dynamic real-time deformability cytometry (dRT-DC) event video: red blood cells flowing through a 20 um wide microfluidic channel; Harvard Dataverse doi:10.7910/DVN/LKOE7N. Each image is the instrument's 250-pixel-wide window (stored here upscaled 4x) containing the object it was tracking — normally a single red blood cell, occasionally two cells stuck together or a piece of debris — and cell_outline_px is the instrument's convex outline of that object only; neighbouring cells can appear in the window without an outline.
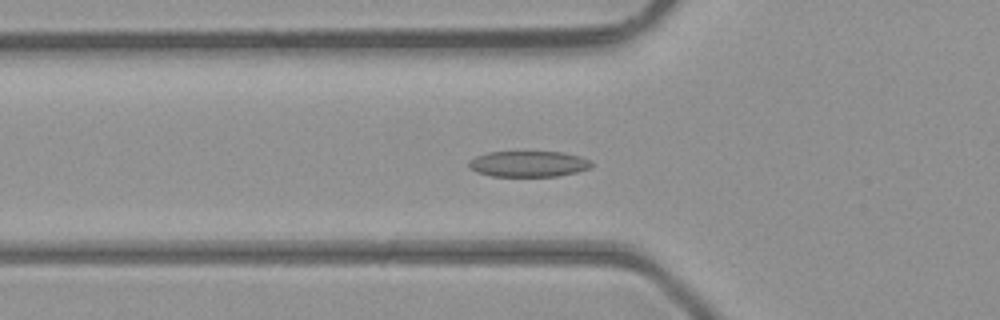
{"species": "common noctule bat (a hibernating species)", "species_latin": "Nyctalus noctula", "temperature_condition": "room temperature", "stored_images_in_passage": 48, "camera_frame_rate_fps": 3000, "um_per_image_px": 0.085, "animal": {"sex": "male", "body_mass_g": 23.1, "forearm_length_mm": 52.7}, "frame": {"image": 1, "passage_image": 17, "time_ms": 5.333, "image_size_px": [1000, 320], "cell_outline_px": [[592, 164], [588, 168], [576, 172], [560, 176], [492, 176], [476, 172], [468, 168], [468, 160], [476, 156], [488, 152], [564, 152], [580, 156], [592, 160]], "centroid_in_image_um": [44.9, 13.93], "position_along_channel_um": 80.9, "area_um2": 18.61}}
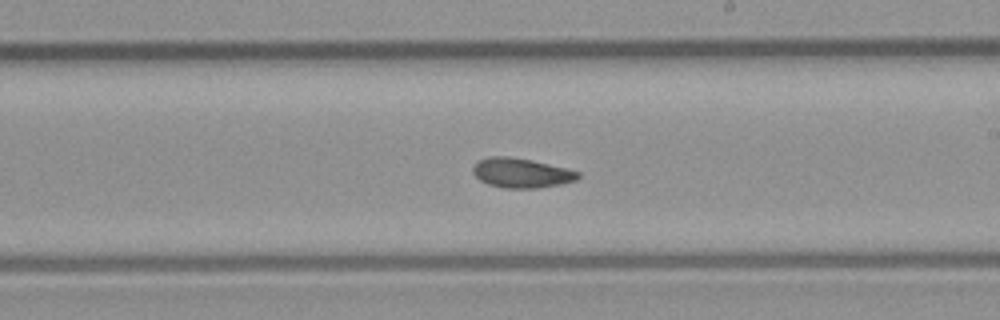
{"frame": {"image": 2, "passage_image": 28, "time_ms": 9.0, "image_size_px": [1000, 320], "cell_outline_px": [[580, 176], [576, 180], [560, 184], [540, 188], [504, 188], [488, 184], [480, 180], [472, 172], [472, 168], [476, 160], [488, 156], [508, 156], [532, 160], [568, 168], [580, 172]], "centroid_in_image_um": [44.3, 14.69], "position_along_channel_um": 244.7, "area_um2": 18.38}}
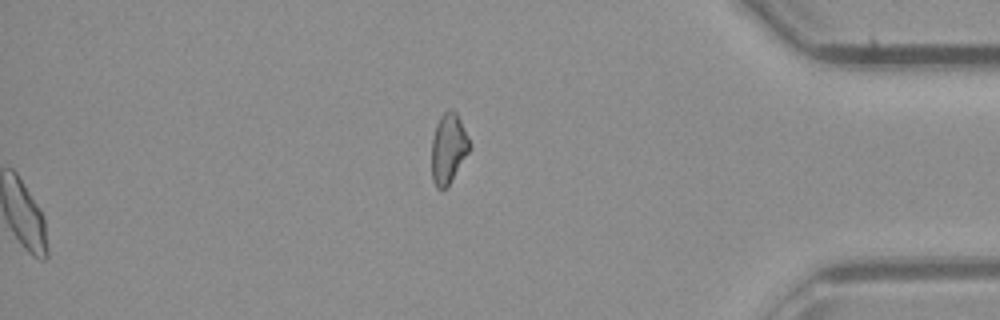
{"frame": {"image": 3, "passage_image": 48, "time_ms": 15.667, "image_size_px": [1000, 320], "cell_outline_px": [[472, 148], [448, 188], [436, 188], [432, 180], [432, 140], [436, 124], [440, 116], [444, 112], [456, 112], [472, 144]], "centroid_in_image_um": [38.14, 12.68], "position_along_channel_um": 397.1, "area_um2": 15.66}, "authors_computed_cell_mechanics": {"area_um2": 18.4093, "velocity_mm_per_s": 4.4443, "shape_relaxation_time_tau1_ms": 3.7006, "shape_relaxation_time_tau2_ms": 3.6002, "deformation_change_tau1": 0.1133, "deformation_change_tau2": 0.0963}}